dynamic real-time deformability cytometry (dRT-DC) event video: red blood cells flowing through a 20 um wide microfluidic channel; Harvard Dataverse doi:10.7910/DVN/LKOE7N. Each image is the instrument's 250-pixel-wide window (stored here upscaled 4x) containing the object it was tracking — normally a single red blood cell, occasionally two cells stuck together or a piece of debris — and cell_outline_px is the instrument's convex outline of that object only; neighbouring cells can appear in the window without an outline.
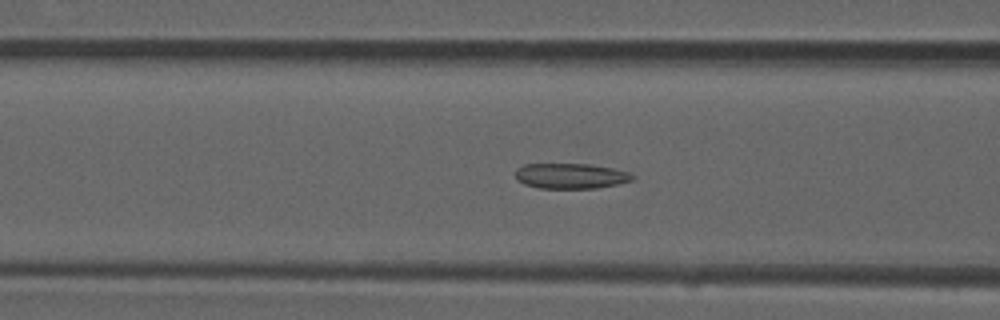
{"species": "common noctule bat (a hibernating species)", "species_latin": "Nyctalus noctula", "temperature_condition": "room temperature", "stored_images_in_passage": 51, "camera_frame_rate_fps": 3000, "um_per_image_px": 0.085, "animal": {"sex": "male", "forearm_length_mm": 52.5}, "frame": {"image": 1, "passage_image": 20, "time_ms": 6.333, "image_size_px": [1000, 320], "cell_outline_px": [[636, 176], [632, 180], [616, 184], [596, 188], [540, 188], [524, 184], [516, 180], [516, 168], [524, 164], [588, 164], [612, 168], [628, 172]], "centroid_in_image_um": [48.48, 14.95], "position_along_channel_um": 118.1, "area_um2": 17.22}}
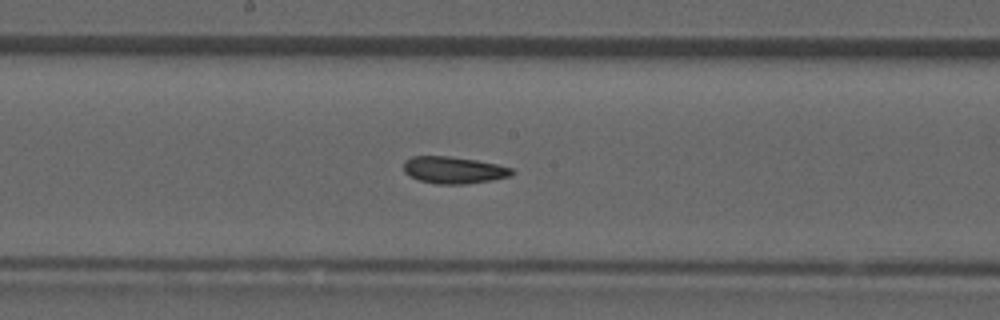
{"frame": {"image": 2, "passage_image": 27, "time_ms": 8.667, "image_size_px": [1000, 320], "cell_outline_px": [[516, 172], [512, 176], [492, 180], [464, 184], [436, 184], [420, 180], [404, 172], [404, 160], [412, 156], [448, 156], [476, 160], [496, 164], [512, 168]], "centroid_in_image_um": [38.59, 14.45], "position_along_channel_um": 209.6, "area_um2": 16.99}}
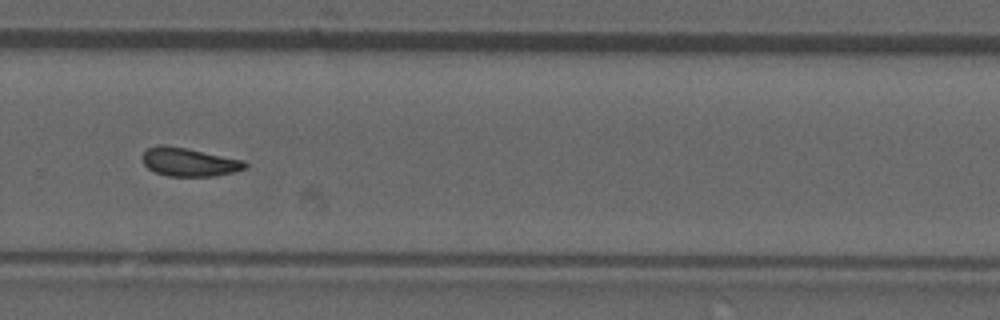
{"frame": {"image": 3, "passage_image": 35, "time_ms": 11.333, "image_size_px": [1000, 320], "cell_outline_px": [[248, 168], [232, 172], [212, 176], [168, 176], [156, 172], [148, 168], [144, 164], [140, 156], [148, 148], [156, 144], [164, 144], [244, 160], [248, 164]], "centroid_in_image_um": [16.04, 13.77], "position_along_channel_um": 313.8, "area_um2": 16.99}, "authors_computed_cell_mechanics": {"area_um2": 17.2244, "velocity_mm_per_s": 3.917, "shape_relaxation_time_tau1_ms": null, "shape_relaxation_time_tau2_ms": 3.3387, "deformation_change_tau1": null, "deformation_change_tau2": 0.0968}}